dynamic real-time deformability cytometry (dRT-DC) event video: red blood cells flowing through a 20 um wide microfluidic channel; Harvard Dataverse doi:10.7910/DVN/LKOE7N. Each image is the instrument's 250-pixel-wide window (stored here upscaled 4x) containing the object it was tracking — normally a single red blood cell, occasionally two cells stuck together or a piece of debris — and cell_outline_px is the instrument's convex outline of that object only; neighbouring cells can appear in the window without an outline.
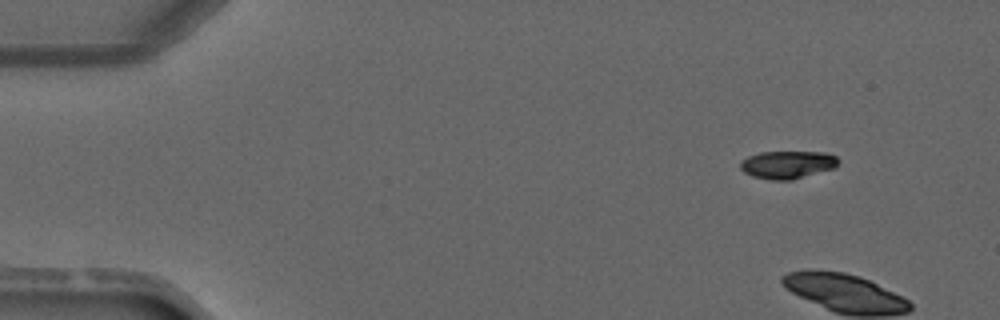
{"species": "common noctule bat (a hibernating species)", "species_latin": "Nyctalus noctula", "temperature_condition": "warm", "stored_images_in_passage": 4, "camera_frame_rate_fps": 3000, "um_per_image_px": 0.085, "animal": {"sex": "male", "forearm_length_mm": 52.5}, "frame": {"image": 1, "passage_image": 1, "time_ms": 0.0, "image_size_px": [1000, 320], "cell_outline_px": [[840, 160], [836, 168], [792, 180], [772, 180], [752, 176], [744, 172], [740, 168], [740, 160], [748, 156], [760, 152], [824, 152], [836, 156]], "centroid_in_image_um": [66.95, 14.0], "position_along_channel_um": 18.0, "area_um2": 16.07}}